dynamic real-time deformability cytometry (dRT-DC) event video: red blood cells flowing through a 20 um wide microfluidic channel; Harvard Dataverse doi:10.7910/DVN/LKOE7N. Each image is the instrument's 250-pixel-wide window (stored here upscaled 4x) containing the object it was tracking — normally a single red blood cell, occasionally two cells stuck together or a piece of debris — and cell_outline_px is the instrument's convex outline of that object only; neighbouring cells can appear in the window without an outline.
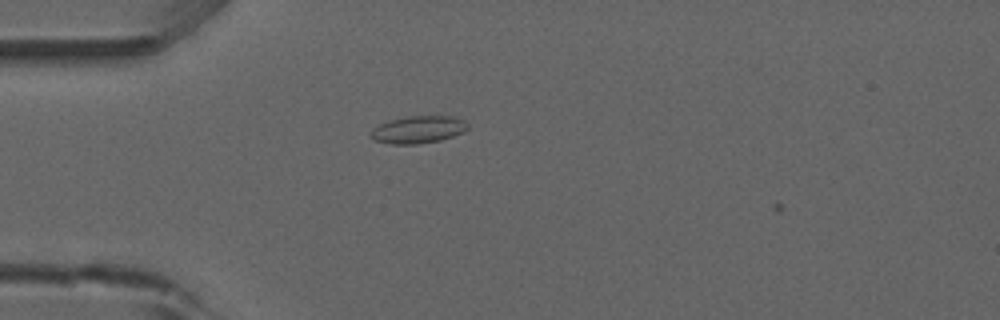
{"species": "common noctule bat (a hibernating species)", "species_latin": "Nyctalus noctula", "temperature_condition": "room temperature", "stored_images_in_passage": 2, "camera_frame_rate_fps": 3000, "um_per_image_px": 0.085, "animal": {"sex": "male", "forearm_length_mm": 52.5}, "frame": {"image": 1, "passage_image": 1, "time_ms": 0.0, "image_size_px": [1000, 320], "cell_outline_px": [[468, 128], [464, 132], [440, 140], [416, 144], [388, 144], [372, 140], [372, 128], [380, 124], [392, 120], [408, 116], [452, 116], [464, 120], [468, 124]], "centroid_in_image_um": [35.56, 11.02], "position_along_channel_um": 49.4, "area_um2": 15.37}}